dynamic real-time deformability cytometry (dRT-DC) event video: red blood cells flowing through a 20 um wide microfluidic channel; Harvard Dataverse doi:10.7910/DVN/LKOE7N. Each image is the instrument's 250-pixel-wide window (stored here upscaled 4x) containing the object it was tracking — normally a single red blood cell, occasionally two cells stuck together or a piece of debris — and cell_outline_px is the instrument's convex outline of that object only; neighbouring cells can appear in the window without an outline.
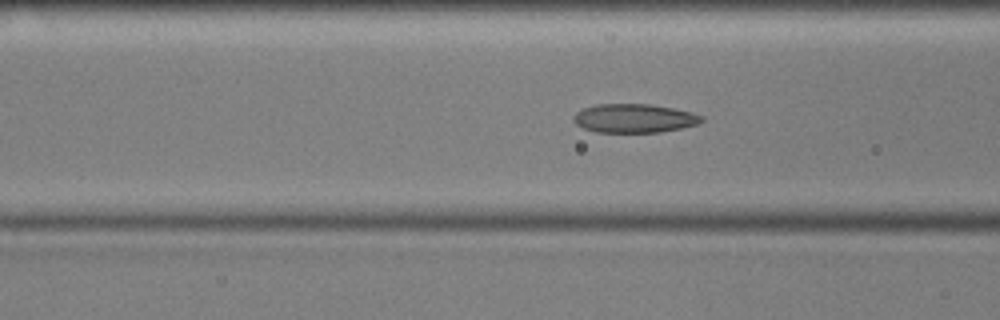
{"species": "common noctule bat (a hibernating species)", "species_latin": "Nyctalus noctula", "temperature_condition": "cold", "stored_images_in_passage": 55, "camera_frame_rate_fps": 3000, "um_per_image_px": 0.085, "animal": {"sex": "male", "body_mass_g": 17.9, "forearm_length_mm": 54.2}, "frame": {"image": 1, "passage_image": 20, "time_ms": 6.333, "image_size_px": [1000, 320], "cell_outline_px": [[704, 120], [700, 124], [660, 132], [596, 132], [584, 128], [576, 124], [572, 120], [572, 116], [576, 112], [584, 108], [596, 104], [648, 104], [672, 108], [692, 112], [704, 116]], "centroid_in_image_um": [53.91, 10.05], "position_along_channel_um": 112.7, "area_um2": 21.56}}
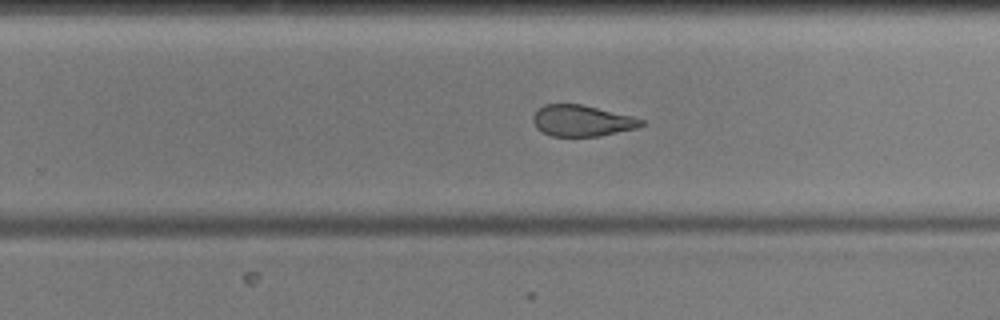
{"frame": {"image": 2, "passage_image": 34, "time_ms": 11.0, "image_size_px": [1000, 320], "cell_outline_px": [[644, 124], [636, 128], [600, 136], [552, 136], [540, 132], [536, 128], [532, 120], [532, 116], [544, 104], [584, 104], [632, 116], [644, 120]], "centroid_in_image_um": [49.44, 10.26], "position_along_channel_um": 280.4, "area_um2": 19.77}}
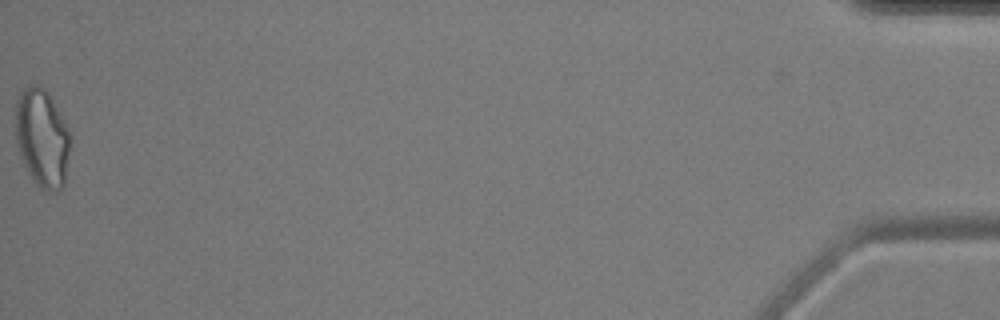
{"frame": {"image": 3, "passage_image": 55, "time_ms": 18.0, "image_size_px": [1000, 320], "cell_outline_px": [[72, 140], [64, 184], [56, 192], [44, 192], [36, 184], [28, 172], [20, 156], [16, 144], [16, 100], [20, 92], [28, 84], [40, 84], [48, 92], [60, 112], [72, 136]], "centroid_in_image_um": [3.6, 11.72], "position_along_channel_um": 431.6, "area_um2": 32.02}, "authors_computed_cell_mechanics": {"area_um2": 22.1952, "velocity_mm_per_s": 3.5873, "shape_relaxation_time_tau1_ms": null, "shape_relaxation_time_tau2_ms": 2.5572, "deformation_change_tau1": null, "deformation_change_tau2": 0.097}}